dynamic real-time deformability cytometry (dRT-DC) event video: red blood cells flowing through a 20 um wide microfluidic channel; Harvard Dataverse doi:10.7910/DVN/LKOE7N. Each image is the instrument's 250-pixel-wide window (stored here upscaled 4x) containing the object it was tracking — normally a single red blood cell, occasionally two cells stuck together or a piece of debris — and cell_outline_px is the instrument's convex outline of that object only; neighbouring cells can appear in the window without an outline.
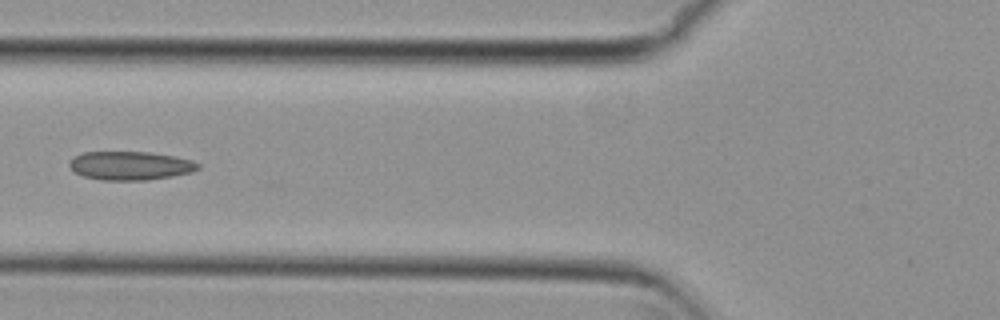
{"species": "common noctule bat (a hibernating species)", "species_latin": "Nyctalus noctula", "temperature_condition": "cold", "stored_images_in_passage": 6, "camera_frame_rate_fps": 3000, "um_per_image_px": 0.085, "animal": {"sex": "female", "body_mass_g": 29.2, "forearm_length_mm": 56.3}, "frame": {"image": 1, "passage_image": 6, "time_ms": 1.667, "image_size_px": [1000, 320], "cell_outline_px": [[200, 168], [192, 172], [172, 176], [148, 180], [100, 180], [84, 176], [76, 172], [68, 164], [76, 156], [84, 152], [148, 152], [176, 156], [192, 160], [200, 164]], "centroid_in_image_um": [11.13, 14.08], "position_along_channel_um": 114.7, "area_um2": 21.39}}